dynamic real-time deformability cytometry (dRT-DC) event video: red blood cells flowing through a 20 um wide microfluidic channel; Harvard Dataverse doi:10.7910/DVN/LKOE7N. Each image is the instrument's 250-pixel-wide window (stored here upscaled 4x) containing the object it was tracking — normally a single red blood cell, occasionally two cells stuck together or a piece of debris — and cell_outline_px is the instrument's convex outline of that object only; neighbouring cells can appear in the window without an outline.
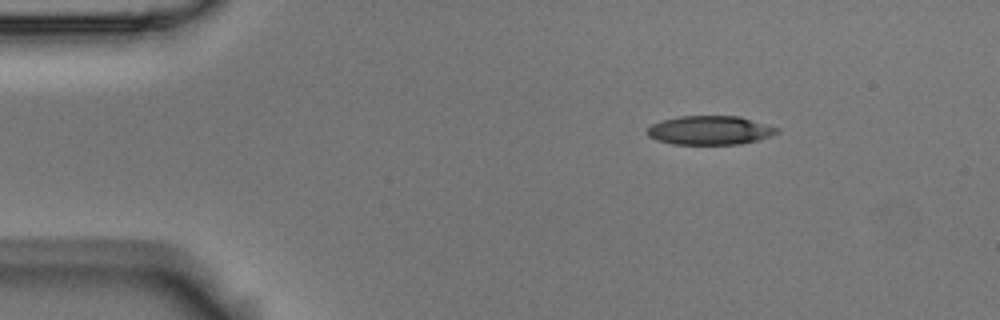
{"species": "Egyptian fruit bat (a non-hibernating species)", "species_latin": "Rousettus aegyptiacus", "temperature_condition": "room temperature", "stored_images_in_passage": 4, "camera_frame_rate_fps": 3000, "um_per_image_px": 0.085, "animal": {"sex": "male"}, "frame": {"image": 1, "passage_image": 1, "time_ms": 0.0, "image_size_px": [1000, 320], "cell_outline_px": [[780, 132], [772, 136], [760, 140], [740, 144], [672, 144], [656, 140], [648, 136], [648, 128], [652, 124], [660, 120], [680, 116], [740, 116], [768, 124], [780, 128]], "centroid_in_image_um": [60.39, 11.07], "position_along_channel_um": 24.6, "area_um2": 22.14}}
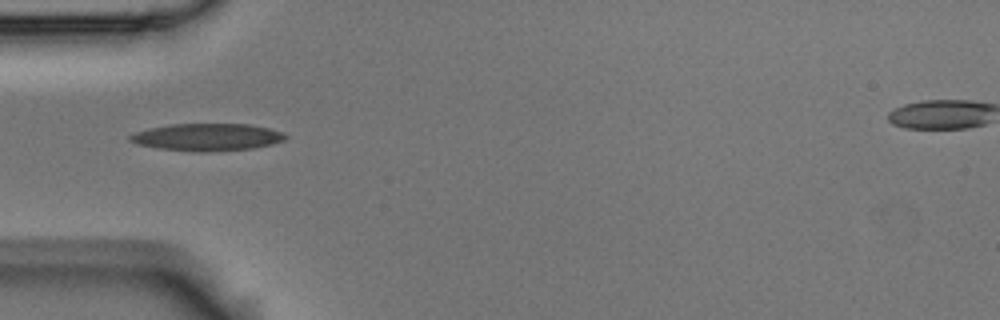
{"frame": {"image": 2, "passage_image": 3, "time_ms": 0.667, "image_size_px": [1000, 320], "cell_outline_px": [[288, 136], [284, 140], [272, 144], [252, 148], [204, 152], [200, 152], [160, 148], [136, 144], [128, 140], [128, 136], [136, 132], [148, 128], [168, 124], [248, 124], [268, 128], [284, 132]], "centroid_in_image_um": [17.6, 11.65], "position_along_channel_um": 67.4, "area_um2": 24.68}}
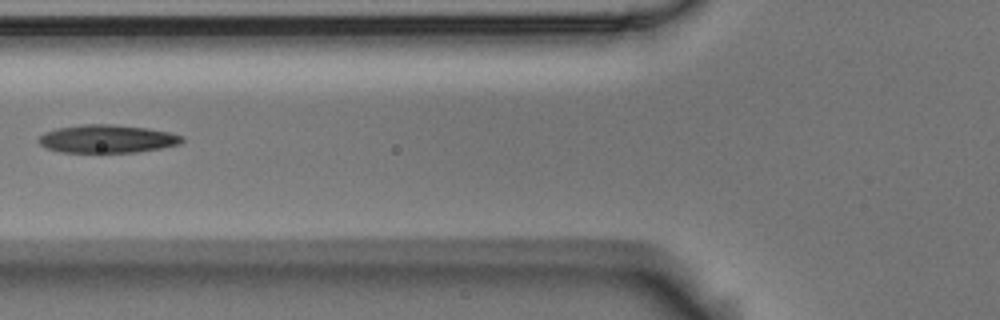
{"frame": {"image": 3, "passage_image": 4, "time_ms": 1.0, "image_size_px": [1000, 320], "cell_outline_px": [[184, 140], [180, 144], [160, 148], [136, 152], [60, 152], [48, 148], [40, 144], [36, 140], [44, 132], [56, 128], [80, 124], [112, 124], [148, 128], [168, 132], [184, 136]], "centroid_in_image_um": [9.09, 11.79], "position_along_channel_um": 116.7, "area_um2": 23.52}}